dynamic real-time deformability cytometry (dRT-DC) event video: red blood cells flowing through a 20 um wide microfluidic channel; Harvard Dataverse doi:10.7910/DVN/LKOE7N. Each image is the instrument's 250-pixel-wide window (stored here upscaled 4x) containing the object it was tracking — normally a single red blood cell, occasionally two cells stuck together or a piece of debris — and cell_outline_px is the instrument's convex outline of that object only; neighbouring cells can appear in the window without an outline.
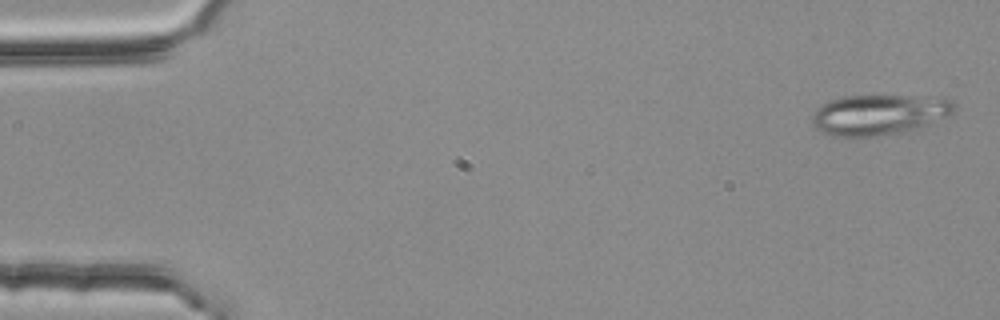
{"species": "common noctule bat (a hibernating species)", "species_latin": "Nyctalus noctula", "temperature_condition": "room temperature", "stored_images_in_passage": 5, "camera_frame_rate_fps": 3000, "um_per_image_px": 0.085, "animal": {"sex": "female", "body_mass_g": 25.1}, "frame": {"image": 1, "passage_image": 1, "time_ms": 0.0, "image_size_px": [1000, 320], "cell_outline_px": [[956, 112], [920, 128], [904, 132], [856, 140], [832, 136], [820, 132], [816, 128], [812, 120], [812, 116], [816, 108], [820, 104], [828, 100], [840, 96], [948, 96], [956, 104]], "centroid_in_image_um": [74.73, 9.77], "position_along_channel_um": 10.3, "area_um2": 34.91}}